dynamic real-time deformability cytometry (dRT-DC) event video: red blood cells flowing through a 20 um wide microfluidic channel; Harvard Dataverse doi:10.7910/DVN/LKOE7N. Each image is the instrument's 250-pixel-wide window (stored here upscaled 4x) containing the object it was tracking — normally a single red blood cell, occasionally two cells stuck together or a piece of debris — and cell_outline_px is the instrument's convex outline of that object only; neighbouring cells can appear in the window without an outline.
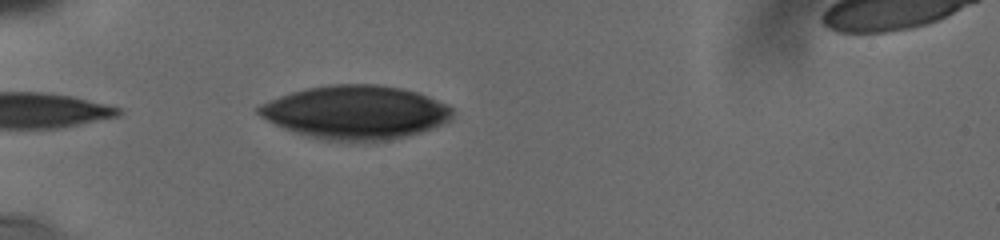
{"species": "human", "species_latin": "Homo sapiens", "temperature_condition": "cold", "stored_images_in_passage": 8, "camera_frame_rate_fps": 3000, "um_per_image_px": 0.085, "donor": {"sex": "male"}, "frame": {"image": 1, "passage_image": 4, "time_ms": 3.0, "image_size_px": [1000, 240], "cell_outline_px": [[452, 120], [432, 128], [408, 136], [388, 140], [328, 140], [308, 136], [284, 128], [260, 116], [256, 112], [256, 108], [260, 104], [280, 96], [292, 92], [308, 88], [332, 84], [376, 84], [400, 88], [416, 92], [448, 104], [452, 108]], "centroid_in_image_um": [30.24, 9.53], "position_along_channel_um": 54.8, "area_um2": 60.0}}
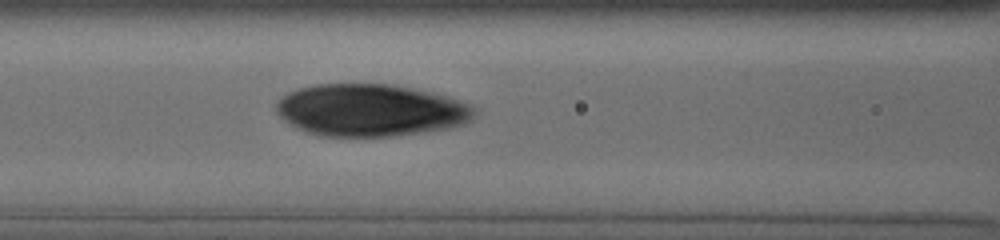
{"frame": {"image": 2, "passage_image": 8, "time_ms": 5.667, "image_size_px": [1000, 240], "cell_outline_px": [[476, 112], [472, 120], [464, 124], [448, 128], [392, 136], [320, 136], [308, 132], [284, 120], [276, 112], [276, 104], [288, 92], [300, 88], [316, 84], [392, 84], [432, 92], [468, 104], [476, 108]], "centroid_in_image_um": [31.5, 9.36], "position_along_channel_um": 135.1, "area_um2": 59.88}}